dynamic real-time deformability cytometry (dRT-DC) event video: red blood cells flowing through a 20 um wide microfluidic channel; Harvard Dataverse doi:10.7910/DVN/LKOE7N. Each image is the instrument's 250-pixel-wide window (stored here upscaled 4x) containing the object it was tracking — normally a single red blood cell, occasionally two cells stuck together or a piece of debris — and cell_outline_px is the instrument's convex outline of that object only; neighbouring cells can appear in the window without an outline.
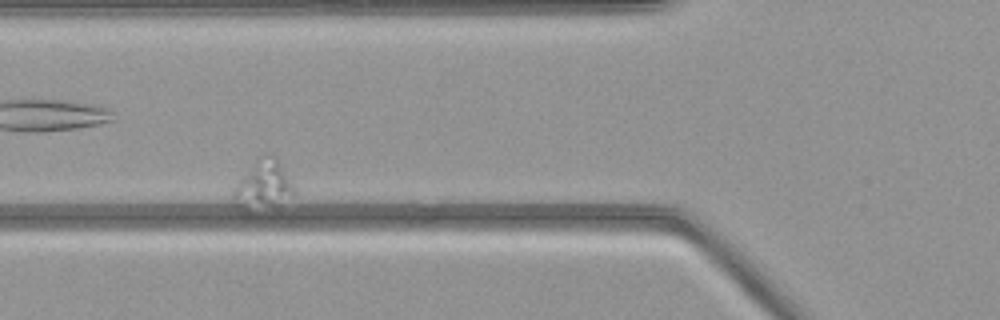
{"species": "common noctule bat (a hibernating species)", "species_latin": "Nyctalus noctula", "temperature_condition": "warm", "stored_images_in_passage": 55, "camera_frame_rate_fps": 3000, "um_per_image_px": 0.085, "animal": {"sex": "female", "body_mass_g": 21.9}, "frame": {"image": 1, "passage_image": 20, "time_ms": 6.333, "image_size_px": [1000, 320], "cell_outline_px": [[296, 192], [280, 212], [244, 212], [232, 200], [232, 192], [236, 184], [256, 160], [264, 152], [268, 152], [276, 160], [296, 188]], "centroid_in_image_um": [22.42, 15.9], "position_along_channel_um": 103.4, "area_um2": 18.5}}
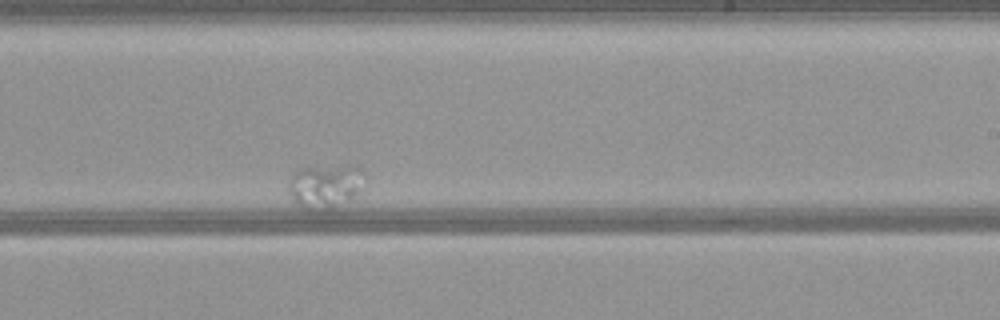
{"frame": {"image": 2, "passage_image": 41, "time_ms": 13.333, "image_size_px": [1000, 320], "cell_outline_px": [[360, 168], [356, 192], [352, 196], [328, 212], [308, 208], [296, 204], [288, 192], [288, 180], [296, 168], [348, 164]], "centroid_in_image_um": [27.48, 15.8], "position_along_channel_um": 261.5, "area_um2": 19.02}}
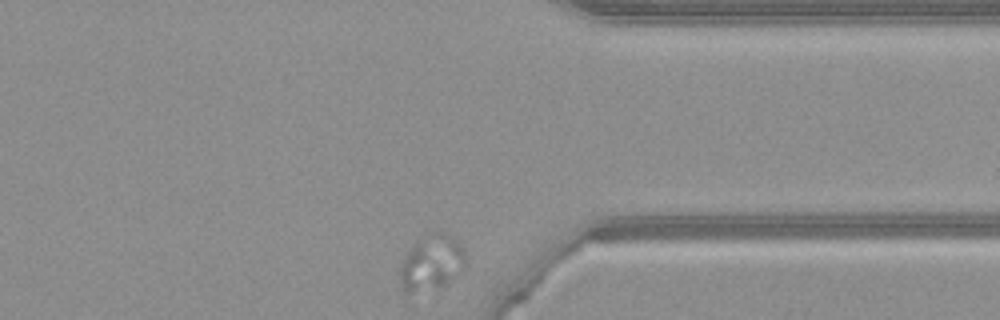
{"frame": {"image": 3, "passage_image": 55, "time_ms": 18.0, "image_size_px": [1000, 320], "cell_outline_px": [[464, 272], [448, 284], [436, 292], [404, 292], [400, 280], [400, 272], [404, 260], [412, 244], [424, 232], [448, 232], [460, 244], [464, 252]], "centroid_in_image_um": [36.72, 22.35], "position_along_channel_um": 374.7, "area_um2": 21.96}}